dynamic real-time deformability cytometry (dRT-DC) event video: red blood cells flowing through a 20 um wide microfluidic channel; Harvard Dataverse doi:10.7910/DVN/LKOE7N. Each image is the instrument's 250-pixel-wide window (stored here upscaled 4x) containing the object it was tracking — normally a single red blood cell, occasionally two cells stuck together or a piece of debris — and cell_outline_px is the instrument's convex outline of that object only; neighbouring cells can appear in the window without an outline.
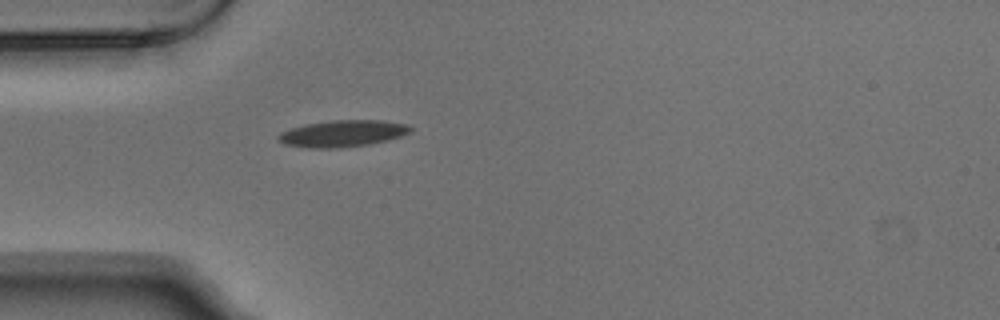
{"species": "Egyptian fruit bat (a non-hibernating species)", "species_latin": "Rousettus aegyptiacus", "temperature_condition": "warm", "stored_images_in_passage": 1, "camera_frame_rate_fps": 3000, "um_per_image_px": 0.085, "animal": {"sex": "male"}, "frame": {"image": 1, "passage_image": 1, "time_ms": 0.0, "image_size_px": [1000, 320], "cell_outline_px": [[412, 132], [388, 140], [368, 144], [340, 148], [312, 148], [284, 144], [276, 136], [280, 132], [292, 128], [308, 124], [332, 120], [380, 120], [408, 124], [412, 128]], "centroid_in_image_um": [29.15, 11.34], "position_along_channel_um": 55.8, "area_um2": 20.4}}